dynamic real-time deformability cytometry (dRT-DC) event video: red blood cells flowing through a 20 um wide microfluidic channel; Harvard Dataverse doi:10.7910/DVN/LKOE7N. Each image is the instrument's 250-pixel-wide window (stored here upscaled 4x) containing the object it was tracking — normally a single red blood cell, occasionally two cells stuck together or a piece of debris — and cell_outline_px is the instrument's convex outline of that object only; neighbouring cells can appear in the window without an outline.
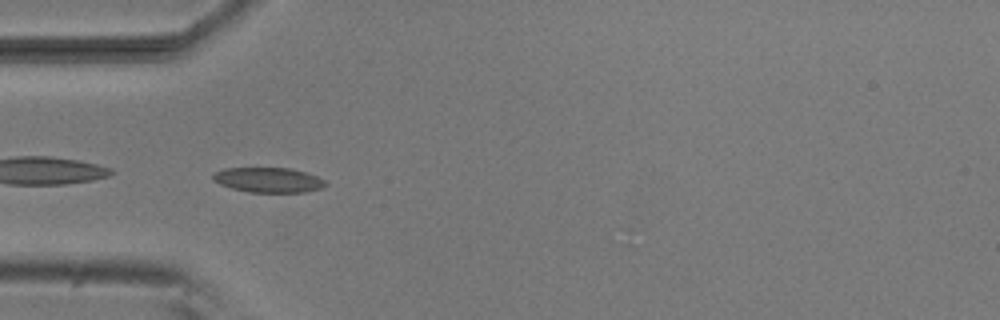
{"species": "common noctule bat (a hibernating species)", "species_latin": "Nyctalus noctula", "temperature_condition": "room temperature", "stored_images_in_passage": 53, "camera_frame_rate_fps": 3000, "um_per_image_px": 0.085, "animal": {"sex": "male", "body_mass_g": 20.5, "forearm_length_mm": 52.5}, "frame": {"image": 1, "passage_image": 16, "time_ms": 5.0, "image_size_px": [1000, 320], "cell_outline_px": [[328, 184], [320, 188], [304, 192], [248, 192], [232, 188], [220, 184], [212, 180], [212, 172], [224, 168], [288, 168], [304, 172], [316, 176], [324, 180]], "centroid_in_image_um": [22.76, 15.29], "position_along_channel_um": 62.2, "area_um2": 16.3}}
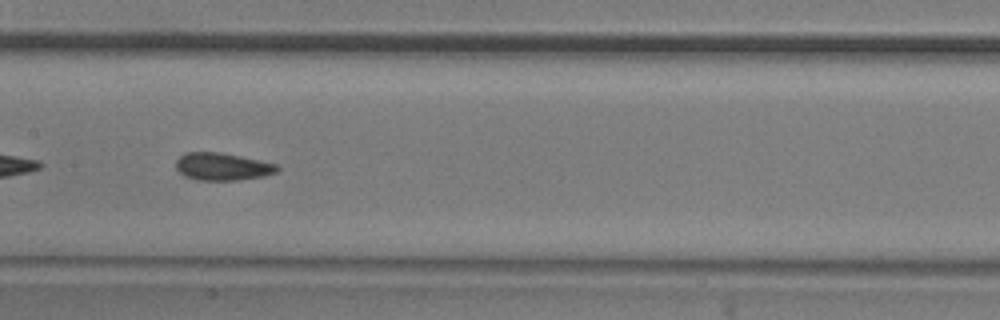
{"frame": {"image": 2, "passage_image": 26, "time_ms": 8.333, "image_size_px": [1000, 320], "cell_outline_px": [[280, 168], [276, 172], [264, 176], [236, 180], [196, 180], [184, 176], [176, 168], [176, 160], [184, 152], [220, 152], [260, 160], [276, 164]], "centroid_in_image_um": [18.88, 14.16], "position_along_channel_um": 188.5, "area_um2": 16.24}}
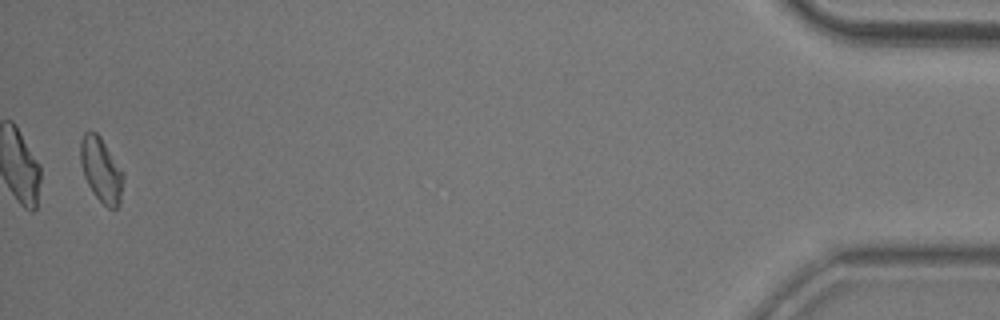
{"frame": {"image": 3, "passage_image": 52, "time_ms": 17.0, "image_size_px": [1000, 320], "cell_outline_px": [[124, 176], [120, 204], [116, 208], [108, 208], [92, 192], [84, 176], [80, 160], [80, 140], [84, 132], [96, 132], [100, 136], [124, 172]], "centroid_in_image_um": [8.61, 14.44], "position_along_channel_um": 426.6, "area_um2": 16.13}, "authors_computed_cell_mechanics": {"area_um2": 16.2996, "velocity_mm_per_s": 3.7948, "shape_relaxation_time_tau1_ms": 6.7074, "shape_relaxation_time_tau2_ms": 1.8582, "deformation_change_tau1": 0.1159, "deformation_change_tau2": 0.0807}}